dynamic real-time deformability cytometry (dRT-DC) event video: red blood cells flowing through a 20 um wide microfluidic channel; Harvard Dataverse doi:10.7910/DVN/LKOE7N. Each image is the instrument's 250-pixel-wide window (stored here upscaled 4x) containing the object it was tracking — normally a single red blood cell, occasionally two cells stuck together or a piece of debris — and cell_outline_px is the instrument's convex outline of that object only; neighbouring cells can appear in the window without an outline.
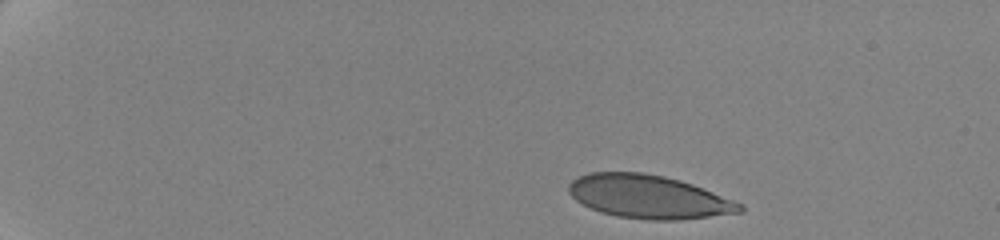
{"species": "human", "species_latin": "Homo sapiens", "temperature_condition": "cold", "stored_images_in_passage": 8, "camera_frame_rate_fps": 3000, "um_per_image_px": 0.085, "donor": {"sex": "female"}, "frame": {"image": 1, "passage_image": 1, "time_ms": 0.0, "image_size_px": [1000, 240], "cell_outline_px": [[744, 212], [680, 220], [648, 220], [616, 216], [600, 212], [576, 200], [568, 192], [568, 184], [572, 180], [580, 176], [592, 172], [644, 172], [664, 176], [680, 180], [692, 184], [744, 204]], "centroid_in_image_um": [55.16, 16.73], "position_along_channel_um": 29.8, "area_um2": 43.29}}
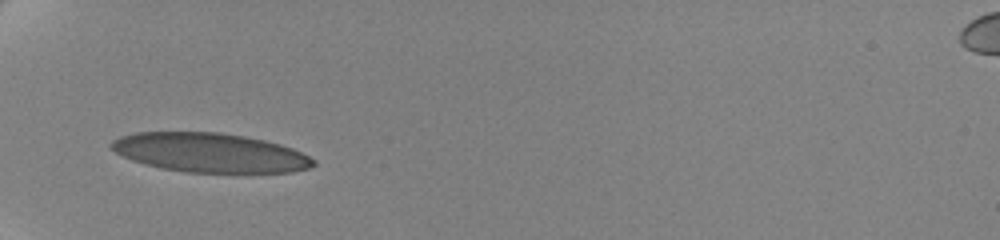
{"frame": {"image": 2, "passage_image": 7, "time_ms": 4.0, "image_size_px": [1000, 240], "cell_outline_px": [[316, 164], [308, 168], [292, 172], [188, 172], [160, 168], [144, 164], [132, 160], [116, 152], [108, 144], [112, 140], [120, 136], [136, 132], [220, 132], [244, 136], [264, 140], [280, 144], [292, 148], [316, 160]], "centroid_in_image_um": [17.82, 12.97], "position_along_channel_um": 67.2, "area_um2": 46.07}}